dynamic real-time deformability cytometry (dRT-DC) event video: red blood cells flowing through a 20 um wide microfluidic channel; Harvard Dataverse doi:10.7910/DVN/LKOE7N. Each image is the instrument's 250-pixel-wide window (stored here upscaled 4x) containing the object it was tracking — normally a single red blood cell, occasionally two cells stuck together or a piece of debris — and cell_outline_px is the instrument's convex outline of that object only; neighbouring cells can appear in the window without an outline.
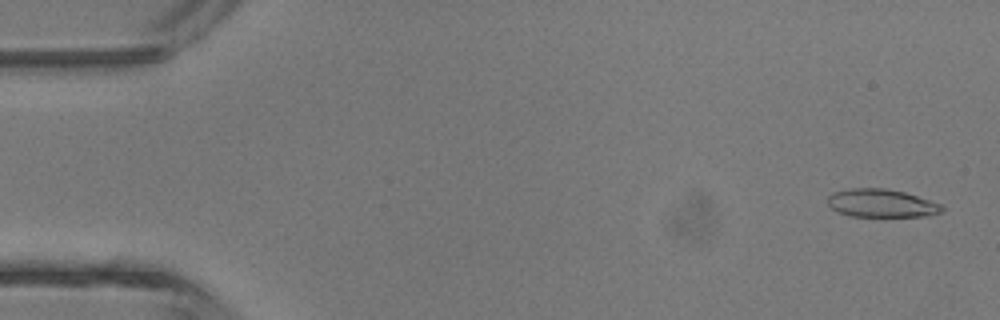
{"species": "common noctule bat (a hibernating species)", "species_latin": "Nyctalus noctula", "temperature_condition": "room temperature", "stored_images_in_passage": 4, "camera_frame_rate_fps": 3000, "um_per_image_px": 0.085, "animal": {"sex": "male", "body_mass_g": 13.3}, "frame": {"image": 1, "passage_image": 1, "time_ms": 0.0, "image_size_px": [1000, 320], "cell_outline_px": [[944, 212], [932, 216], [852, 216], [840, 212], [832, 208], [828, 204], [828, 196], [832, 192], [848, 188], [884, 188], [904, 192], [940, 204], [944, 208]], "centroid_in_image_um": [74.93, 17.27], "position_along_channel_um": 10.1, "area_um2": 18.67}}
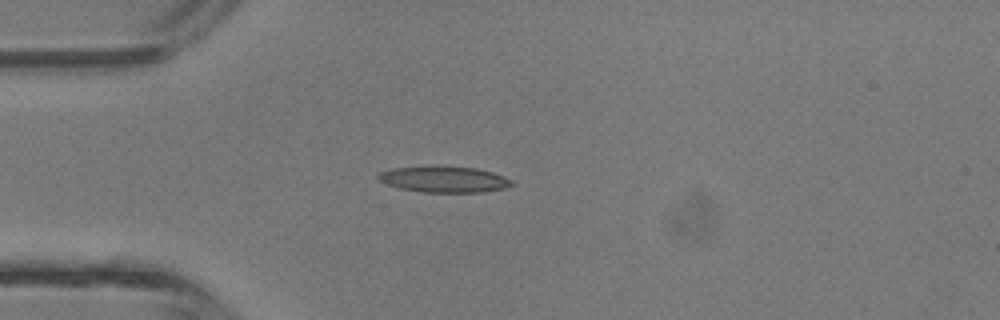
{"frame": {"image": 2, "passage_image": 4, "time_ms": 3.333, "image_size_px": [1000, 320], "cell_outline_px": [[512, 184], [504, 188], [484, 192], [424, 192], [400, 188], [388, 184], [380, 180], [376, 176], [380, 172], [392, 168], [436, 164], [440, 164], [476, 168], [492, 172], [504, 176], [512, 180]], "centroid_in_image_um": [37.73, 15.21], "position_along_channel_um": 47.3, "area_um2": 20.69}}